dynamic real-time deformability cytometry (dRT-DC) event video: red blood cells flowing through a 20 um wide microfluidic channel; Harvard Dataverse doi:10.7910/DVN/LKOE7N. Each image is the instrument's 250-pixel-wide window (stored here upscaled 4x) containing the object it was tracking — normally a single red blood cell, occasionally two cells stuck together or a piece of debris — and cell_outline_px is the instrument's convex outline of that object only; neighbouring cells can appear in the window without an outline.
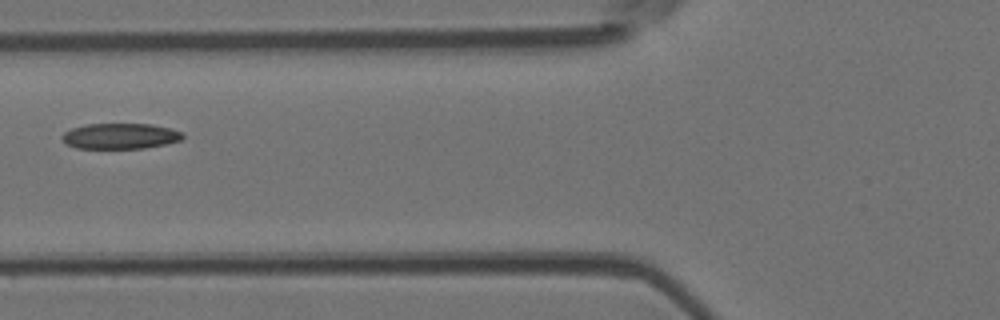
{"species": "Egyptian fruit bat (a non-hibernating species)", "species_latin": "Rousettus aegyptiacus", "temperature_condition": "room temperature", "stored_images_in_passage": 3, "camera_frame_rate_fps": 3000, "um_per_image_px": 0.085, "animal": {"sex": "female"}, "frame": {"image": 1, "passage_image": 2, "time_ms": 1.333, "image_size_px": [1000, 320], "cell_outline_px": [[184, 136], [180, 140], [164, 144], [144, 148], [76, 148], [68, 144], [60, 136], [64, 132], [72, 128], [88, 124], [152, 124], [168, 128], [180, 132]], "centroid_in_image_um": [10.19, 11.56], "position_along_channel_um": 115.6, "area_um2": 17.74}}
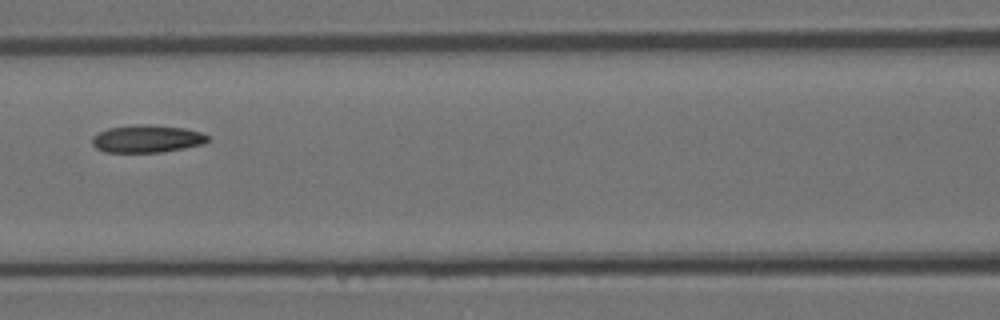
{"frame": {"image": 2, "passage_image": 3, "time_ms": 2.333, "image_size_px": [1000, 320], "cell_outline_px": [[208, 140], [204, 144], [164, 152], [104, 152], [96, 148], [92, 144], [92, 136], [108, 128], [136, 124], [148, 124], [184, 128], [200, 132], [208, 136]], "centroid_in_image_um": [12.48, 11.8], "position_along_channel_um": 154.1, "area_um2": 18.61}}